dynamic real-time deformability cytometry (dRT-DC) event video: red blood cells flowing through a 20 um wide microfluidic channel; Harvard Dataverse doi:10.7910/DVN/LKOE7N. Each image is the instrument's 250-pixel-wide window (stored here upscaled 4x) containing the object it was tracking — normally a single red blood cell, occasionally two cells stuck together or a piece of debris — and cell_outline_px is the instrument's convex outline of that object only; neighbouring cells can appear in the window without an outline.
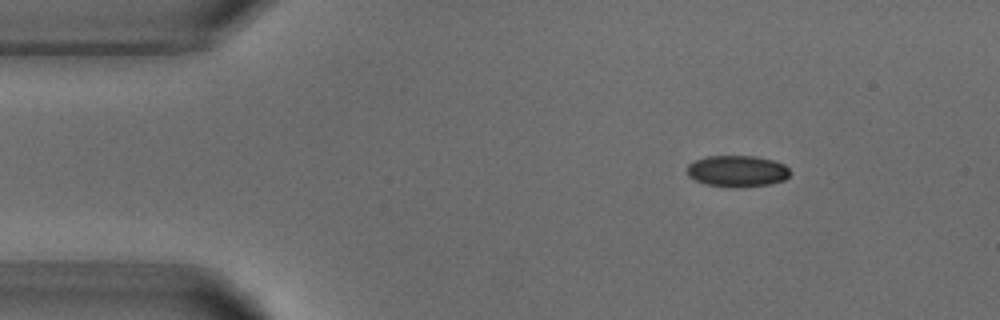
{"species": "common noctule bat (a hibernating species)", "species_latin": "Nyctalus noctula", "temperature_condition": "warm", "stored_images_in_passage": 5, "camera_frame_rate_fps": 3000, "um_per_image_px": 0.085, "animal": {"sex": "male", "body_mass_g": 18.8}, "frame": {"image": 1, "passage_image": 2, "time_ms": 1.333, "image_size_px": [1000, 320], "cell_outline_px": [[788, 176], [784, 180], [768, 184], [708, 184], [696, 180], [688, 176], [688, 164], [696, 160], [708, 156], [756, 156], [772, 160], [784, 164], [788, 168]], "centroid_in_image_um": [62.66, 14.48], "position_along_channel_um": 22.3, "area_um2": 17.74}}
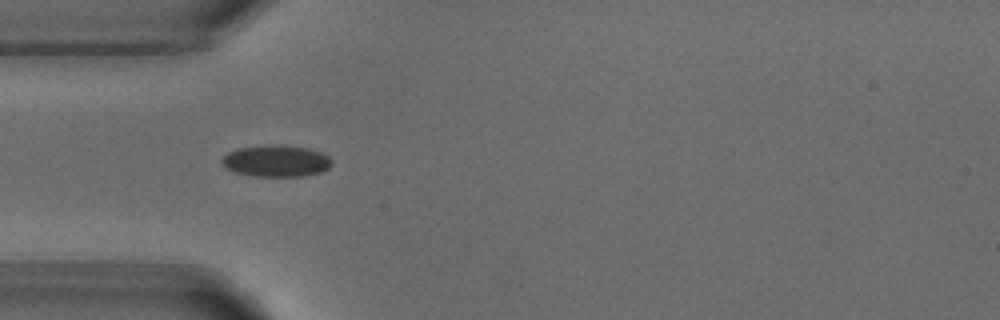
{"frame": {"image": 2, "passage_image": 4, "time_ms": 4.0, "image_size_px": [1000, 320], "cell_outline_px": [[332, 164], [328, 168], [320, 172], [300, 176], [256, 176], [236, 172], [228, 168], [220, 160], [228, 152], [236, 148], [268, 144], [276, 144], [308, 148], [320, 152], [328, 156], [332, 160]], "centroid_in_image_um": [23.48, 13.66], "position_along_channel_um": 61.5, "area_um2": 20.17}}